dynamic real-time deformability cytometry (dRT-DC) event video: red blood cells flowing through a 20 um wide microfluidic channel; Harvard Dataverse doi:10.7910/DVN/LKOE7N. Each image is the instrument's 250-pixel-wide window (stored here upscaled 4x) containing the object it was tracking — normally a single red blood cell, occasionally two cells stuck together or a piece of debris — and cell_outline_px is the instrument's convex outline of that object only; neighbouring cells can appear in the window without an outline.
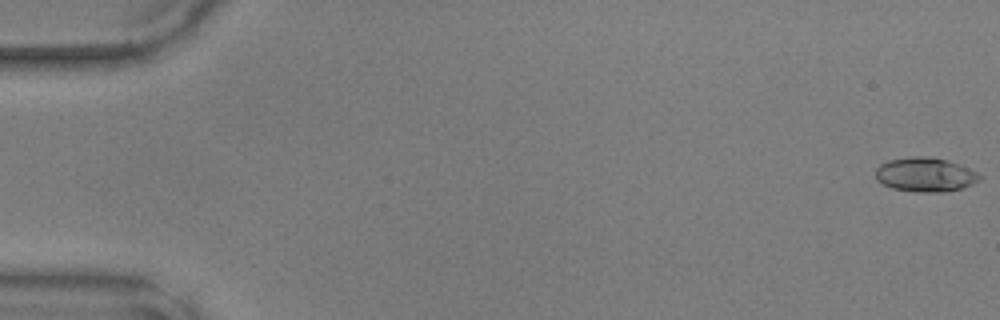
{"species": "common noctule bat (a hibernating species)", "species_latin": "Nyctalus noctula", "temperature_condition": "warm", "stored_images_in_passage": 49, "camera_frame_rate_fps": 3000, "um_per_image_px": 0.085, "animal": {"sex": "male", "body_mass_g": 17.9, "forearm_length_mm": 54.2}, "frame": {"image": 1, "passage_image": 1, "time_ms": 0.0, "image_size_px": [1000, 320], "cell_outline_px": [[984, 176], [980, 180], [972, 184], [960, 188], [940, 192], [916, 192], [892, 188], [876, 180], [876, 168], [880, 164], [888, 160], [912, 156], [920, 156], [944, 160], [968, 168]], "centroid_in_image_um": [78.62, 14.85], "position_along_channel_um": 6.4, "area_um2": 20.46}}
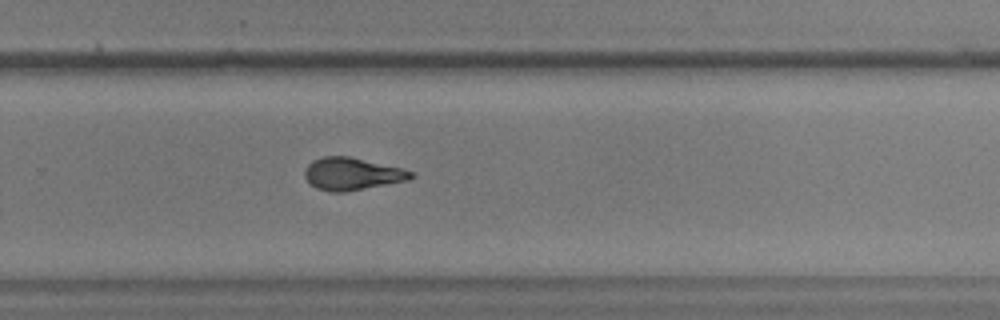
{"frame": {"image": 2, "passage_image": 33, "time_ms": 10.667, "image_size_px": [1000, 320], "cell_outline_px": [[416, 176], [408, 180], [348, 192], [328, 192], [316, 188], [304, 176], [304, 168], [312, 160], [324, 156], [348, 156], [400, 168], [412, 172]], "centroid_in_image_um": [29.89, 14.79], "position_along_channel_um": 299.9, "area_um2": 20.06}}
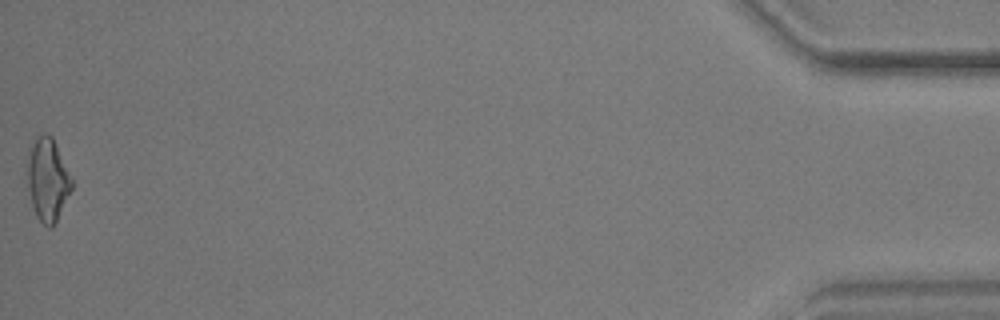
{"frame": {"image": 3, "passage_image": 49, "time_ms": 16.0, "image_size_px": [1000, 320], "cell_outline_px": [[72, 188], [52, 228], [48, 228], [36, 216], [32, 208], [28, 188], [28, 164], [32, 144], [44, 132], [52, 136], [72, 176]], "centroid_in_image_um": [4.07, 15.29], "position_along_channel_um": 431.1, "area_um2": 21.04}}